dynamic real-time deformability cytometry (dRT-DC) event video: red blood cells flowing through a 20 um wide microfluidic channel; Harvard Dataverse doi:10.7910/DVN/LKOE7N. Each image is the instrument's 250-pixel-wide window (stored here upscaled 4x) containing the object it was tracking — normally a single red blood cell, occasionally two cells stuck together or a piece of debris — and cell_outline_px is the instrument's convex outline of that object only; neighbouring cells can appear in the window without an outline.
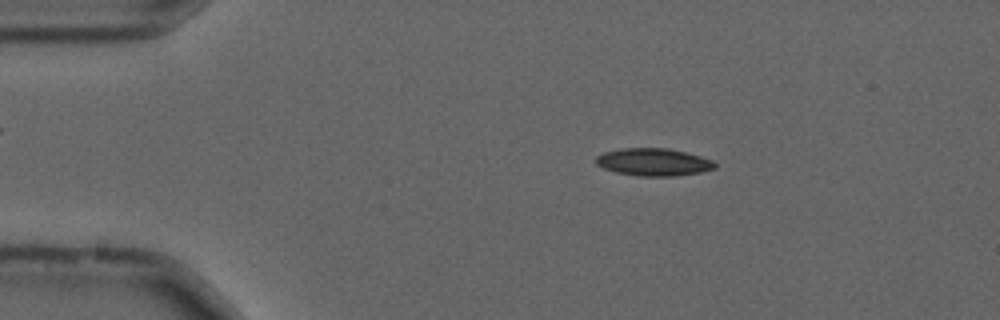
{"species": "common noctule bat (a hibernating species)", "species_latin": "Nyctalus noctula", "temperature_condition": "cold", "stored_images_in_passage": 54, "camera_frame_rate_fps": 3000, "um_per_image_px": 0.085, "animal": {"sex": "male", "forearm_length_mm": 52.5}, "frame": {"image": 1, "passage_image": 9, "time_ms": 2.667, "image_size_px": [1000, 320], "cell_outline_px": [[716, 168], [700, 172], [676, 176], [640, 176], [616, 172], [604, 168], [596, 164], [596, 156], [604, 152], [620, 148], [668, 148], [700, 156], [712, 160], [716, 164]], "centroid_in_image_um": [55.54, 13.77], "position_along_channel_um": 29.5, "area_um2": 19.02}}
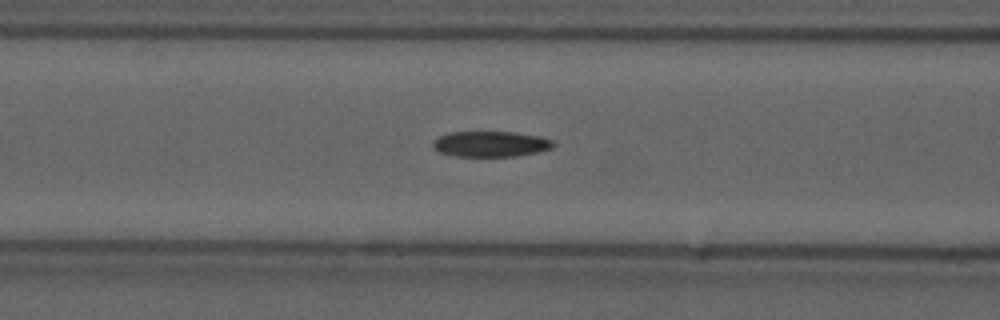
{"frame": {"image": 2, "passage_image": 21, "time_ms": 6.667, "image_size_px": [1000, 320], "cell_outline_px": [[556, 144], [552, 148], [536, 152], [516, 156], [452, 156], [440, 152], [432, 148], [432, 140], [448, 132], [516, 132], [540, 136], [552, 140]], "centroid_in_image_um": [41.68, 12.23], "position_along_channel_um": 124.9, "area_um2": 18.09}}
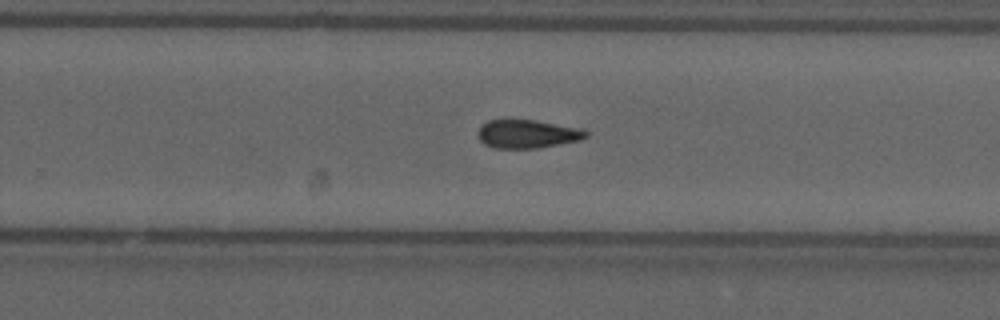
{"frame": {"image": 3, "passage_image": 34, "time_ms": 11.0, "image_size_px": [1000, 320], "cell_outline_px": [[588, 136], [580, 140], [536, 148], [496, 148], [484, 144], [480, 140], [480, 128], [488, 120], [536, 120], [584, 128], [588, 132]], "centroid_in_image_um": [44.9, 11.38], "position_along_channel_um": 284.9, "area_um2": 17.74}, "authors_computed_cell_mechanics": {"area_um2": 18.3226, "velocity_mm_per_s": 3.7088, "shape_relaxation_time_tau1_ms": null, "shape_relaxation_time_tau2_ms": 10.4871, "deformation_change_tau1": null, "deformation_change_tau2": 0.2379}}